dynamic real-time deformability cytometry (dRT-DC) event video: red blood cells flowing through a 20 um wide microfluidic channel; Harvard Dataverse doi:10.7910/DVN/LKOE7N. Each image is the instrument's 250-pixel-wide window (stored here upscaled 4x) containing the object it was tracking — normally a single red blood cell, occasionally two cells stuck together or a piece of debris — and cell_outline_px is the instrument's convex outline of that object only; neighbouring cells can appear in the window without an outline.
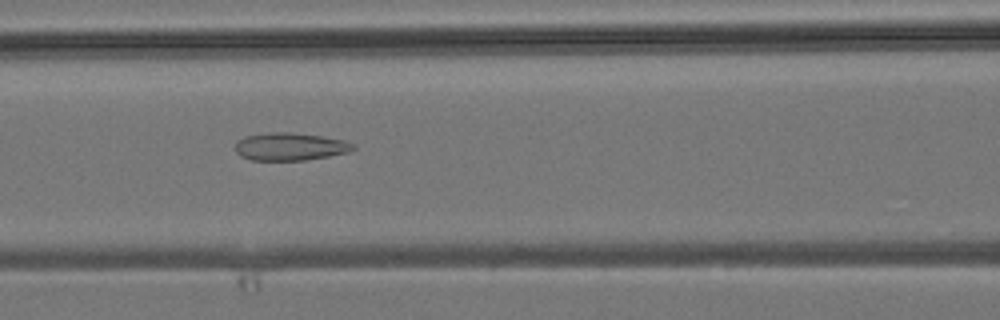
{"species": "common noctule bat (a hibernating species)", "species_latin": "Nyctalus noctula", "temperature_condition": "room temperature", "stored_images_in_passage": 6, "camera_frame_rate_fps": 3000, "um_per_image_px": 0.085, "animal": {"sex": "male", "body_mass_g": 19.2, "forearm_length_mm": 51.8}, "frame": {"image": 1, "passage_image": 3, "time_ms": 3.0, "image_size_px": [1000, 320], "cell_outline_px": [[356, 148], [348, 152], [328, 156], [304, 160], [252, 160], [240, 156], [236, 152], [236, 140], [244, 136], [272, 132], [288, 132], [324, 136], [344, 140], [356, 144]], "centroid_in_image_um": [24.66, 12.45], "position_along_channel_um": 141.9, "area_um2": 19.13}}
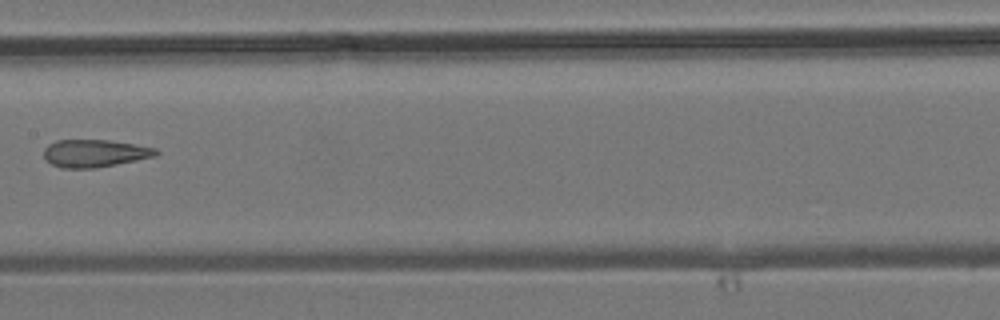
{"frame": {"image": 2, "passage_image": 4, "time_ms": 4.333, "image_size_px": [1000, 320], "cell_outline_px": [[160, 152], [156, 156], [96, 168], [60, 168], [44, 160], [44, 148], [48, 144], [56, 140], [108, 140], [156, 148]], "centroid_in_image_um": [8.01, 13.03], "position_along_channel_um": 199.4, "area_um2": 18.03}}
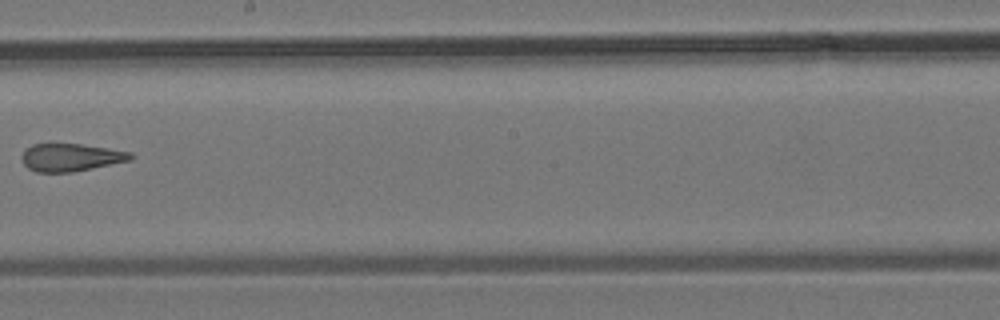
{"frame": {"image": 3, "passage_image": 5, "time_ms": 5.333, "image_size_px": [1000, 320], "cell_outline_px": [[136, 156], [132, 160], [72, 172], [36, 172], [28, 168], [20, 160], [20, 156], [32, 144], [80, 144], [108, 148], [132, 152]], "centroid_in_image_um": [6.04, 13.38], "position_along_channel_um": 242.2, "area_um2": 17.63}}